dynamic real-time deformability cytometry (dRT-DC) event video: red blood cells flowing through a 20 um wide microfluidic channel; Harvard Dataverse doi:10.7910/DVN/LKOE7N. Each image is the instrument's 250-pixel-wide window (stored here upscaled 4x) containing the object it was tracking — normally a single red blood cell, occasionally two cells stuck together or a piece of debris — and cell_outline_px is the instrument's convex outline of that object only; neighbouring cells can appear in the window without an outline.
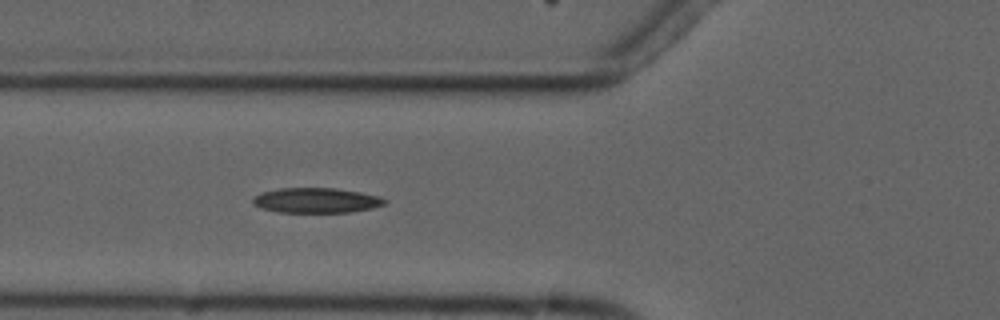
{"species": "common noctule bat (a hibernating species)", "species_latin": "Nyctalus noctula", "temperature_condition": "cold", "stored_images_in_passage": 5, "camera_frame_rate_fps": 3000, "um_per_image_px": 0.085, "animal": {"sex": "male", "forearm_length_mm": 52.5}, "frame": {"image": 1, "passage_image": 5, "time_ms": 4.667, "image_size_px": [1000, 320], "cell_outline_px": [[388, 200], [384, 204], [372, 208], [352, 212], [280, 212], [264, 208], [252, 204], [252, 200], [260, 192], [280, 188], [336, 188], [360, 192], [380, 196]], "centroid_in_image_um": [26.91, 17.02], "position_along_channel_um": 98.9, "area_um2": 19.19}}